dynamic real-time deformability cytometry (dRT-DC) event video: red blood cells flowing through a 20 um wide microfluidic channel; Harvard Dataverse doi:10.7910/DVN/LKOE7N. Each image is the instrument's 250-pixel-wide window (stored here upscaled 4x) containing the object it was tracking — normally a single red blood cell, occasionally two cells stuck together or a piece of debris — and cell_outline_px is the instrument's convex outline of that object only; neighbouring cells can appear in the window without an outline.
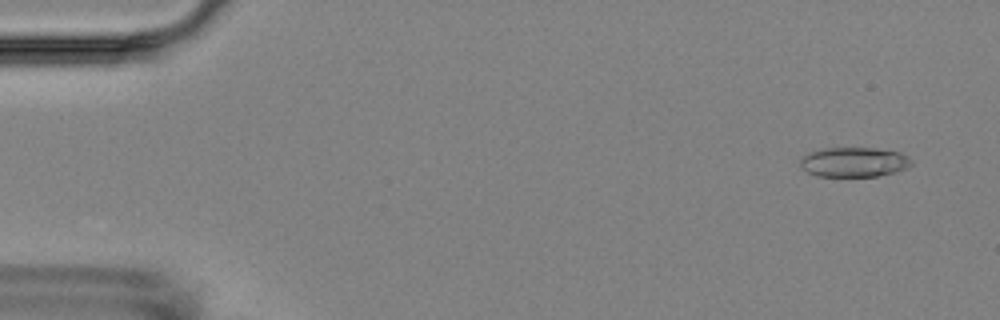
{"species": "Egyptian fruit bat (a non-hibernating species)", "species_latin": "Rousettus aegyptiacus", "temperature_condition": "room temperature", "stored_images_in_passage": 2, "camera_frame_rate_fps": 3000, "um_per_image_px": 0.085, "animal": {"sex": "female"}, "frame": {"image": 1, "passage_image": 2, "time_ms": 2.0, "image_size_px": [1000, 320], "cell_outline_px": [[912, 164], [908, 168], [896, 172], [876, 176], [816, 176], [800, 168], [800, 160], [808, 152], [824, 148], [876, 148], [900, 152], [908, 156], [912, 160]], "centroid_in_image_um": [72.6, 13.77], "position_along_channel_um": 12.4, "area_um2": 19.42}}